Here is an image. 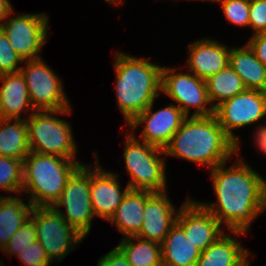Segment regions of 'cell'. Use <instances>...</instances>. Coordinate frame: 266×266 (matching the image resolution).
Returning a JSON list of instances; mask_svg holds the SVG:
<instances>
[{
	"label": "cell",
	"mask_w": 266,
	"mask_h": 266,
	"mask_svg": "<svg viewBox=\"0 0 266 266\" xmlns=\"http://www.w3.org/2000/svg\"><path fill=\"white\" fill-rule=\"evenodd\" d=\"M237 155L229 168L225 162L210 171L216 202L199 203L238 237L247 236L252 222L266 211V179Z\"/></svg>",
	"instance_id": "6da1fadb"
},
{
	"label": "cell",
	"mask_w": 266,
	"mask_h": 266,
	"mask_svg": "<svg viewBox=\"0 0 266 266\" xmlns=\"http://www.w3.org/2000/svg\"><path fill=\"white\" fill-rule=\"evenodd\" d=\"M215 115L187 116L164 148L165 156L208 166L209 171L240 151ZM231 157V158H230Z\"/></svg>",
	"instance_id": "7a4b0ae2"
},
{
	"label": "cell",
	"mask_w": 266,
	"mask_h": 266,
	"mask_svg": "<svg viewBox=\"0 0 266 266\" xmlns=\"http://www.w3.org/2000/svg\"><path fill=\"white\" fill-rule=\"evenodd\" d=\"M114 59L117 104L128 125L160 96L163 67L120 51Z\"/></svg>",
	"instance_id": "3957f363"
},
{
	"label": "cell",
	"mask_w": 266,
	"mask_h": 266,
	"mask_svg": "<svg viewBox=\"0 0 266 266\" xmlns=\"http://www.w3.org/2000/svg\"><path fill=\"white\" fill-rule=\"evenodd\" d=\"M56 155L30 152L23 160L22 194L33 207H53L71 175L82 165Z\"/></svg>",
	"instance_id": "277c9868"
},
{
	"label": "cell",
	"mask_w": 266,
	"mask_h": 266,
	"mask_svg": "<svg viewBox=\"0 0 266 266\" xmlns=\"http://www.w3.org/2000/svg\"><path fill=\"white\" fill-rule=\"evenodd\" d=\"M129 130L125 133L123 152L130 190L165 192L166 162L164 149L140 141Z\"/></svg>",
	"instance_id": "5b68a950"
},
{
	"label": "cell",
	"mask_w": 266,
	"mask_h": 266,
	"mask_svg": "<svg viewBox=\"0 0 266 266\" xmlns=\"http://www.w3.org/2000/svg\"><path fill=\"white\" fill-rule=\"evenodd\" d=\"M72 109L58 111H34L26 118L30 152L56 155L77 160V145L72 126L58 115H70ZM56 115V116H55Z\"/></svg>",
	"instance_id": "8992f818"
},
{
	"label": "cell",
	"mask_w": 266,
	"mask_h": 266,
	"mask_svg": "<svg viewBox=\"0 0 266 266\" xmlns=\"http://www.w3.org/2000/svg\"><path fill=\"white\" fill-rule=\"evenodd\" d=\"M90 167L82 164L69 178L53 208L84 238L91 230L95 213L90 199ZM64 206L62 211L61 207ZM65 212V213H64Z\"/></svg>",
	"instance_id": "52a82bcc"
},
{
	"label": "cell",
	"mask_w": 266,
	"mask_h": 266,
	"mask_svg": "<svg viewBox=\"0 0 266 266\" xmlns=\"http://www.w3.org/2000/svg\"><path fill=\"white\" fill-rule=\"evenodd\" d=\"M20 72L24 76L30 102L35 111L69 109L70 103L59 76L41 58L25 60Z\"/></svg>",
	"instance_id": "ba28073f"
},
{
	"label": "cell",
	"mask_w": 266,
	"mask_h": 266,
	"mask_svg": "<svg viewBox=\"0 0 266 266\" xmlns=\"http://www.w3.org/2000/svg\"><path fill=\"white\" fill-rule=\"evenodd\" d=\"M30 218L35 224L37 241L52 262L62 261L85 239L53 207H33Z\"/></svg>",
	"instance_id": "9c48e42d"
},
{
	"label": "cell",
	"mask_w": 266,
	"mask_h": 266,
	"mask_svg": "<svg viewBox=\"0 0 266 266\" xmlns=\"http://www.w3.org/2000/svg\"><path fill=\"white\" fill-rule=\"evenodd\" d=\"M177 67L162 68L161 94L171 98L187 116L214 115L215 109L209 100L206 81L192 72H175ZM210 105V106H209ZM191 108L195 111L190 114Z\"/></svg>",
	"instance_id": "30bf717a"
},
{
	"label": "cell",
	"mask_w": 266,
	"mask_h": 266,
	"mask_svg": "<svg viewBox=\"0 0 266 266\" xmlns=\"http://www.w3.org/2000/svg\"><path fill=\"white\" fill-rule=\"evenodd\" d=\"M12 13L13 10L1 26L10 45L24 61L40 58L42 47L48 39V15L46 13L13 15Z\"/></svg>",
	"instance_id": "8fae6325"
},
{
	"label": "cell",
	"mask_w": 266,
	"mask_h": 266,
	"mask_svg": "<svg viewBox=\"0 0 266 266\" xmlns=\"http://www.w3.org/2000/svg\"><path fill=\"white\" fill-rule=\"evenodd\" d=\"M214 115L225 133L239 146L241 139L233 130L266 117V92L246 89L218 105Z\"/></svg>",
	"instance_id": "7c38bea8"
},
{
	"label": "cell",
	"mask_w": 266,
	"mask_h": 266,
	"mask_svg": "<svg viewBox=\"0 0 266 266\" xmlns=\"http://www.w3.org/2000/svg\"><path fill=\"white\" fill-rule=\"evenodd\" d=\"M154 101L128 125L136 130L144 125L140 139L147 144L164 149L174 133L180 128L187 115L175 104L168 105L153 112Z\"/></svg>",
	"instance_id": "4fadbf2b"
},
{
	"label": "cell",
	"mask_w": 266,
	"mask_h": 266,
	"mask_svg": "<svg viewBox=\"0 0 266 266\" xmlns=\"http://www.w3.org/2000/svg\"><path fill=\"white\" fill-rule=\"evenodd\" d=\"M186 199L177 214L176 222L183 228L185 236L203 252L225 231L219 221L198 201Z\"/></svg>",
	"instance_id": "5bb4252c"
},
{
	"label": "cell",
	"mask_w": 266,
	"mask_h": 266,
	"mask_svg": "<svg viewBox=\"0 0 266 266\" xmlns=\"http://www.w3.org/2000/svg\"><path fill=\"white\" fill-rule=\"evenodd\" d=\"M93 155L96 161L90 168V199L95 216L109 221L130 188L126 185L122 190L118 174L103 169L98 154L94 152Z\"/></svg>",
	"instance_id": "9a60e30c"
},
{
	"label": "cell",
	"mask_w": 266,
	"mask_h": 266,
	"mask_svg": "<svg viewBox=\"0 0 266 266\" xmlns=\"http://www.w3.org/2000/svg\"><path fill=\"white\" fill-rule=\"evenodd\" d=\"M166 192L146 191L144 220L136 236L160 244L164 241L171 227L176 223L179 212V209L176 211Z\"/></svg>",
	"instance_id": "2e32d148"
},
{
	"label": "cell",
	"mask_w": 266,
	"mask_h": 266,
	"mask_svg": "<svg viewBox=\"0 0 266 266\" xmlns=\"http://www.w3.org/2000/svg\"><path fill=\"white\" fill-rule=\"evenodd\" d=\"M230 50L231 47L210 37L189 43L188 71L206 81L229 64Z\"/></svg>",
	"instance_id": "e0dca14e"
},
{
	"label": "cell",
	"mask_w": 266,
	"mask_h": 266,
	"mask_svg": "<svg viewBox=\"0 0 266 266\" xmlns=\"http://www.w3.org/2000/svg\"><path fill=\"white\" fill-rule=\"evenodd\" d=\"M0 118L26 119L35 111L28 95V88L21 72L0 74ZM31 111V113H27ZM22 112L28 114L22 118Z\"/></svg>",
	"instance_id": "ac0fdd59"
},
{
	"label": "cell",
	"mask_w": 266,
	"mask_h": 266,
	"mask_svg": "<svg viewBox=\"0 0 266 266\" xmlns=\"http://www.w3.org/2000/svg\"><path fill=\"white\" fill-rule=\"evenodd\" d=\"M250 255L239 240L223 233L201 252L195 266H242Z\"/></svg>",
	"instance_id": "d6986e66"
},
{
	"label": "cell",
	"mask_w": 266,
	"mask_h": 266,
	"mask_svg": "<svg viewBox=\"0 0 266 266\" xmlns=\"http://www.w3.org/2000/svg\"><path fill=\"white\" fill-rule=\"evenodd\" d=\"M229 65L241 77L246 89L266 92V66L247 43L231 47Z\"/></svg>",
	"instance_id": "ffe728a7"
},
{
	"label": "cell",
	"mask_w": 266,
	"mask_h": 266,
	"mask_svg": "<svg viewBox=\"0 0 266 266\" xmlns=\"http://www.w3.org/2000/svg\"><path fill=\"white\" fill-rule=\"evenodd\" d=\"M146 191L129 190L109 222L117 227L124 237L136 236L142 227Z\"/></svg>",
	"instance_id": "44dd1931"
},
{
	"label": "cell",
	"mask_w": 266,
	"mask_h": 266,
	"mask_svg": "<svg viewBox=\"0 0 266 266\" xmlns=\"http://www.w3.org/2000/svg\"><path fill=\"white\" fill-rule=\"evenodd\" d=\"M161 248L163 266H195L201 254L177 222L164 238Z\"/></svg>",
	"instance_id": "7402d4cb"
},
{
	"label": "cell",
	"mask_w": 266,
	"mask_h": 266,
	"mask_svg": "<svg viewBox=\"0 0 266 266\" xmlns=\"http://www.w3.org/2000/svg\"><path fill=\"white\" fill-rule=\"evenodd\" d=\"M18 196H0V250L31 216L32 204Z\"/></svg>",
	"instance_id": "603a6c76"
},
{
	"label": "cell",
	"mask_w": 266,
	"mask_h": 266,
	"mask_svg": "<svg viewBox=\"0 0 266 266\" xmlns=\"http://www.w3.org/2000/svg\"><path fill=\"white\" fill-rule=\"evenodd\" d=\"M0 118V155L24 160L30 153L26 119Z\"/></svg>",
	"instance_id": "cb8c5ba5"
},
{
	"label": "cell",
	"mask_w": 266,
	"mask_h": 266,
	"mask_svg": "<svg viewBox=\"0 0 266 266\" xmlns=\"http://www.w3.org/2000/svg\"><path fill=\"white\" fill-rule=\"evenodd\" d=\"M116 247L131 266H163L162 248L158 242L130 236L122 238Z\"/></svg>",
	"instance_id": "d4e9b609"
},
{
	"label": "cell",
	"mask_w": 266,
	"mask_h": 266,
	"mask_svg": "<svg viewBox=\"0 0 266 266\" xmlns=\"http://www.w3.org/2000/svg\"><path fill=\"white\" fill-rule=\"evenodd\" d=\"M206 86L214 109L222 102L246 90L241 77L229 64L217 74L209 77L206 80Z\"/></svg>",
	"instance_id": "484cf974"
},
{
	"label": "cell",
	"mask_w": 266,
	"mask_h": 266,
	"mask_svg": "<svg viewBox=\"0 0 266 266\" xmlns=\"http://www.w3.org/2000/svg\"><path fill=\"white\" fill-rule=\"evenodd\" d=\"M23 160L0 155V189L22 195Z\"/></svg>",
	"instance_id": "4316f807"
},
{
	"label": "cell",
	"mask_w": 266,
	"mask_h": 266,
	"mask_svg": "<svg viewBox=\"0 0 266 266\" xmlns=\"http://www.w3.org/2000/svg\"><path fill=\"white\" fill-rule=\"evenodd\" d=\"M37 241V233L34 221L29 218L17 232L10 238L7 245L2 250L4 255L11 257Z\"/></svg>",
	"instance_id": "83f0119b"
},
{
	"label": "cell",
	"mask_w": 266,
	"mask_h": 266,
	"mask_svg": "<svg viewBox=\"0 0 266 266\" xmlns=\"http://www.w3.org/2000/svg\"><path fill=\"white\" fill-rule=\"evenodd\" d=\"M210 2H220L225 18L233 25L249 27L250 0H210Z\"/></svg>",
	"instance_id": "f1b7e54d"
},
{
	"label": "cell",
	"mask_w": 266,
	"mask_h": 266,
	"mask_svg": "<svg viewBox=\"0 0 266 266\" xmlns=\"http://www.w3.org/2000/svg\"><path fill=\"white\" fill-rule=\"evenodd\" d=\"M24 62L22 57L12 48L6 34L0 28V74L20 72L21 64Z\"/></svg>",
	"instance_id": "f546056e"
},
{
	"label": "cell",
	"mask_w": 266,
	"mask_h": 266,
	"mask_svg": "<svg viewBox=\"0 0 266 266\" xmlns=\"http://www.w3.org/2000/svg\"><path fill=\"white\" fill-rule=\"evenodd\" d=\"M17 258L26 266H50L53 263L39 241L19 252Z\"/></svg>",
	"instance_id": "4dcf8cb0"
},
{
	"label": "cell",
	"mask_w": 266,
	"mask_h": 266,
	"mask_svg": "<svg viewBox=\"0 0 266 266\" xmlns=\"http://www.w3.org/2000/svg\"><path fill=\"white\" fill-rule=\"evenodd\" d=\"M249 27L252 35L266 33V0H250Z\"/></svg>",
	"instance_id": "1f68e13d"
},
{
	"label": "cell",
	"mask_w": 266,
	"mask_h": 266,
	"mask_svg": "<svg viewBox=\"0 0 266 266\" xmlns=\"http://www.w3.org/2000/svg\"><path fill=\"white\" fill-rule=\"evenodd\" d=\"M97 266H131L122 252L114 247L107 254L100 257Z\"/></svg>",
	"instance_id": "d6a6232c"
},
{
	"label": "cell",
	"mask_w": 266,
	"mask_h": 266,
	"mask_svg": "<svg viewBox=\"0 0 266 266\" xmlns=\"http://www.w3.org/2000/svg\"><path fill=\"white\" fill-rule=\"evenodd\" d=\"M246 43L253 50L257 59L266 66V33L252 35Z\"/></svg>",
	"instance_id": "836d02e7"
},
{
	"label": "cell",
	"mask_w": 266,
	"mask_h": 266,
	"mask_svg": "<svg viewBox=\"0 0 266 266\" xmlns=\"http://www.w3.org/2000/svg\"><path fill=\"white\" fill-rule=\"evenodd\" d=\"M255 134L253 138L255 140V145H257L260 152L263 153L264 156H266V124H260V126L256 127Z\"/></svg>",
	"instance_id": "e575fe53"
},
{
	"label": "cell",
	"mask_w": 266,
	"mask_h": 266,
	"mask_svg": "<svg viewBox=\"0 0 266 266\" xmlns=\"http://www.w3.org/2000/svg\"><path fill=\"white\" fill-rule=\"evenodd\" d=\"M12 3L9 0H0V28L7 19L10 12L13 10Z\"/></svg>",
	"instance_id": "d590c367"
},
{
	"label": "cell",
	"mask_w": 266,
	"mask_h": 266,
	"mask_svg": "<svg viewBox=\"0 0 266 266\" xmlns=\"http://www.w3.org/2000/svg\"><path fill=\"white\" fill-rule=\"evenodd\" d=\"M106 2H108L109 4H111L112 6L114 5H118V4H123L125 0H105Z\"/></svg>",
	"instance_id": "8d00e7d4"
},
{
	"label": "cell",
	"mask_w": 266,
	"mask_h": 266,
	"mask_svg": "<svg viewBox=\"0 0 266 266\" xmlns=\"http://www.w3.org/2000/svg\"><path fill=\"white\" fill-rule=\"evenodd\" d=\"M251 260L252 259H250V257H249V259L242 266H250Z\"/></svg>",
	"instance_id": "74e56055"
}]
</instances>
